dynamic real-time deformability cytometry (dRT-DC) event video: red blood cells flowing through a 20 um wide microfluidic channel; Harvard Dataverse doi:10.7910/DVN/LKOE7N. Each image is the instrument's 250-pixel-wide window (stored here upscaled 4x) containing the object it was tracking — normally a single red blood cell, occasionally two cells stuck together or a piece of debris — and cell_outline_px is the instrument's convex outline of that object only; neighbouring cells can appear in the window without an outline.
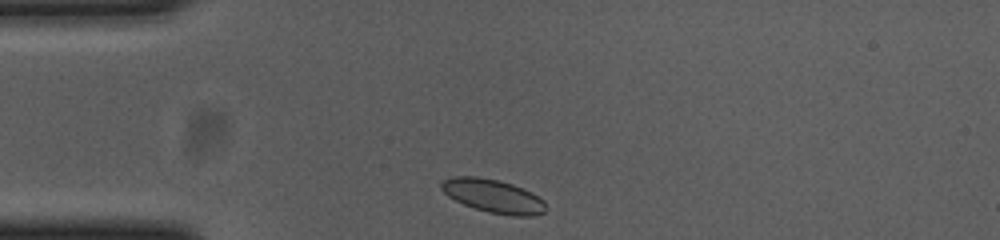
{"species": "common noctule bat (a hibernating species)", "species_latin": "Nyctalus noctula", "temperature_condition": "cold", "stored_images_in_passage": 33, "camera_frame_rate_fps": 3000, "um_per_image_px": 0.085, "animal": {"sex": "female", "body_mass_g": 23.0, "forearm_length_mm": 53.4}, "frame": {"image": 1, "passage_image": 1, "time_ms": 0.0, "image_size_px": [1000, 240], "cell_outline_px": [[548, 208], [544, 212], [532, 216], [512, 216], [488, 212], [464, 204], [448, 196], [440, 188], [440, 184], [444, 180], [452, 176], [476, 176], [500, 180], [512, 184], [532, 192], [544, 200]], "centroid_in_image_um": [41.95, 16.66], "position_along_channel_um": 43.1, "area_um2": 20.46}}
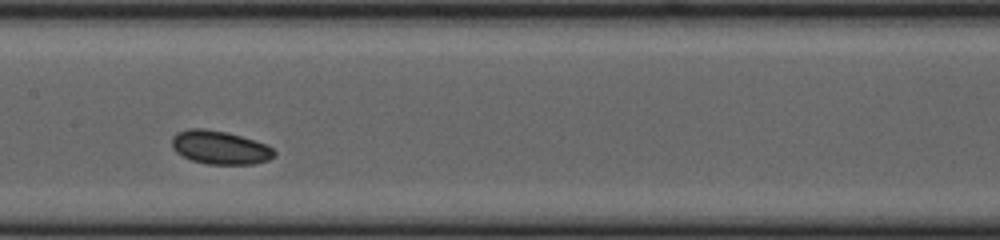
{"frame": {"image": 2, "passage_image": 15, "time_ms": 4.667, "image_size_px": [1000, 240], "cell_outline_px": [[276, 156], [268, 160], [252, 164], [208, 164], [192, 160], [176, 152], [172, 148], [172, 136], [176, 132], [188, 128], [204, 128], [228, 132], [264, 144], [272, 148], [276, 152]], "centroid_in_image_um": [18.67, 12.53], "position_along_channel_um": 188.7, "area_um2": 19.94}}
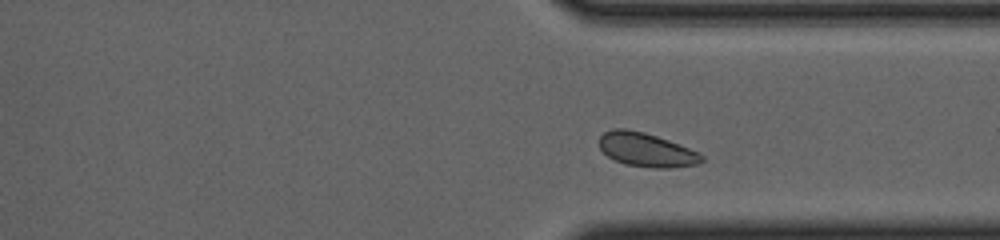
{"frame": {"image": 3, "passage_image": 29, "time_ms": 9.333, "image_size_px": [1000, 240], "cell_outline_px": [[704, 160], [700, 164], [668, 168], [652, 168], [624, 164], [608, 156], [600, 148], [600, 136], [604, 132], [612, 128], [628, 128], [644, 132], [668, 140], [700, 152], [704, 156]], "centroid_in_image_um": [54.97, 12.73], "position_along_channel_um": 356.4, "area_um2": 20.35}}